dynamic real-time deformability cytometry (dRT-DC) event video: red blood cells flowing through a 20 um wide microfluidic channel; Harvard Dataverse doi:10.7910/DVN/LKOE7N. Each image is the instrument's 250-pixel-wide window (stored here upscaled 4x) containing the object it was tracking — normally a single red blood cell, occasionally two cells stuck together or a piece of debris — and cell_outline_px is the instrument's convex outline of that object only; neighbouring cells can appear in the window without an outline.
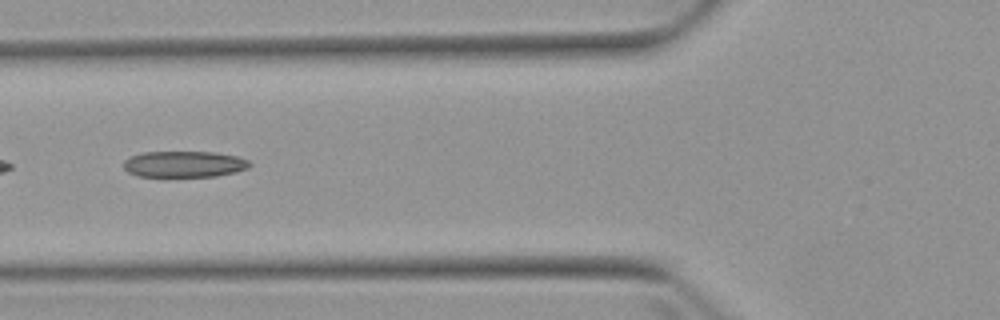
{"species": "Egyptian fruit bat (a non-hibernating species)", "species_latin": "Rousettus aegyptiacus", "temperature_condition": "warm", "stored_images_in_passage": 6, "camera_frame_rate_fps": 3000, "um_per_image_px": 0.085, "animal": {"sex": "female"}, "frame": {"image": 1, "passage_image": 4, "time_ms": 3.667, "image_size_px": [1000, 320], "cell_outline_px": [[252, 164], [248, 168], [236, 172], [216, 176], [140, 176], [128, 172], [124, 168], [124, 160], [140, 152], [216, 152], [236, 156], [248, 160]], "centroid_in_image_um": [15.67, 13.94], "position_along_channel_um": 110.1, "area_um2": 19.19}}
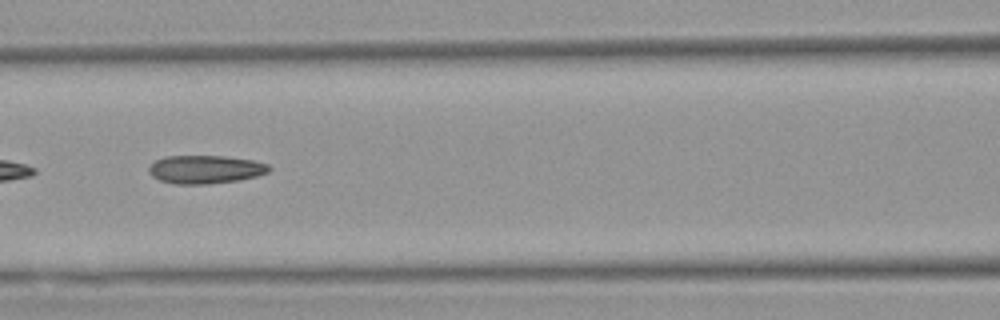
{"frame": {"image": 2, "passage_image": 5, "time_ms": 4.667, "image_size_px": [1000, 320], "cell_outline_px": [[272, 168], [268, 172], [256, 176], [240, 180], [208, 184], [176, 184], [160, 180], [152, 176], [148, 172], [148, 168], [156, 160], [164, 156], [224, 156], [252, 160], [268, 164]], "centroid_in_image_um": [17.46, 14.4], "position_along_channel_um": 149.1, "area_um2": 19.83}}
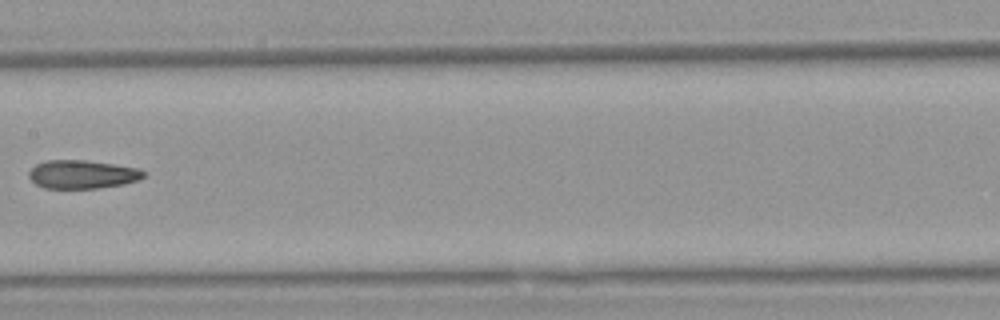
{"frame": {"image": 3, "passage_image": 6, "time_ms": 6.0, "image_size_px": [1000, 320], "cell_outline_px": [[148, 172], [144, 176], [136, 180], [124, 184], [96, 188], [44, 188], [36, 184], [28, 176], [28, 172], [36, 164], [44, 160], [84, 160], [140, 168]], "centroid_in_image_um": [6.99, 14.81], "position_along_channel_um": 200.4, "area_um2": 19.02}}